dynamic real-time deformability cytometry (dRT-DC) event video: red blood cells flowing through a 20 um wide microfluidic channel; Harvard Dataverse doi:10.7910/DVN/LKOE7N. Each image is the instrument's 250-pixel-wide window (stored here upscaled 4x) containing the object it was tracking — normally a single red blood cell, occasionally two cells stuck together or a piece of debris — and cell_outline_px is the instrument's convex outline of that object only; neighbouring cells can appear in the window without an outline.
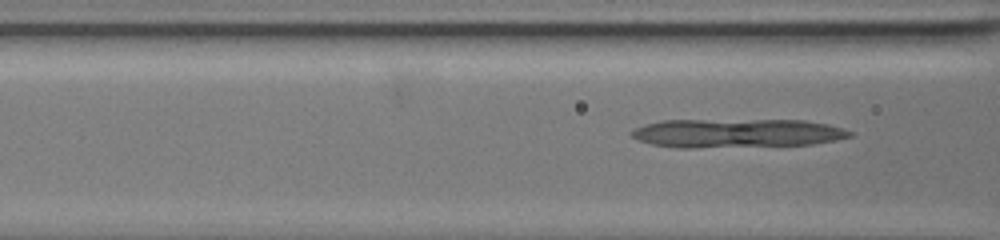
{"species": "common noctule bat (a hibernating species)", "species_latin": "Nyctalus noctula", "temperature_condition": "warm", "stored_images_in_passage": 9, "camera_frame_rate_fps": 3000, "um_per_image_px": 0.085, "animal": {"sex": "female", "body_mass_g": 19.5, "forearm_length_mm": 54.1}, "frame": {"image": 1, "passage_image": 6, "time_ms": 1.667, "image_size_px": [1000, 240], "cell_outline_px": [[852, 136], [812, 144], [692, 148], [680, 148], [652, 144], [640, 140], [632, 136], [632, 132], [636, 128], [648, 124], [664, 120], [804, 120], [828, 124], [852, 132]], "centroid_in_image_um": [62.64, 11.32], "position_along_channel_um": 104.0, "area_um2": 36.18}}